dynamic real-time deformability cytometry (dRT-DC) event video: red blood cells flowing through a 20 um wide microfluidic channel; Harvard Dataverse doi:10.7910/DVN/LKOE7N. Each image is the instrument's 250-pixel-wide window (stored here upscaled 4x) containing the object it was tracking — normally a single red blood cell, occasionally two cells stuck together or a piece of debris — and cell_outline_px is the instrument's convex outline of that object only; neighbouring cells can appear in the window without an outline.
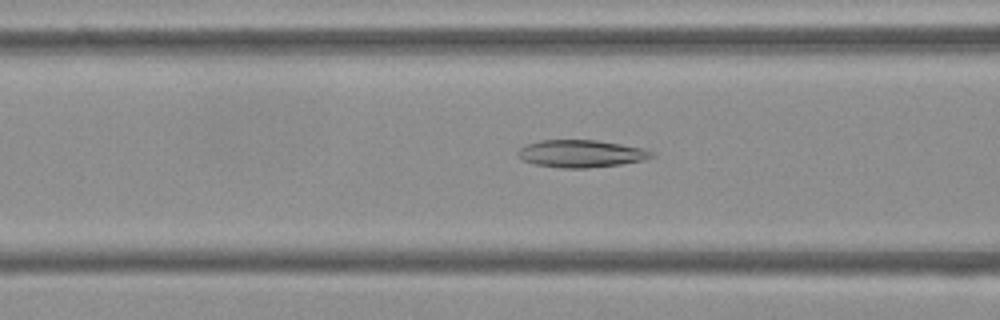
{"species": "Egyptian fruit bat (a non-hibernating species)", "species_latin": "Rousettus aegyptiacus", "temperature_condition": "cold", "stored_images_in_passage": 53, "camera_frame_rate_fps": 3000, "um_per_image_px": 0.085, "frame": {"image": 1, "passage_image": 21, "time_ms": 6.667, "image_size_px": [1000, 320], "cell_outline_px": [[656, 156], [644, 160], [620, 164], [588, 168], [560, 168], [536, 164], [524, 160], [516, 152], [524, 144], [540, 140], [596, 140], [648, 148]], "centroid_in_image_um": [49.43, 13.05], "position_along_channel_um": 117.2, "area_um2": 21.5}}
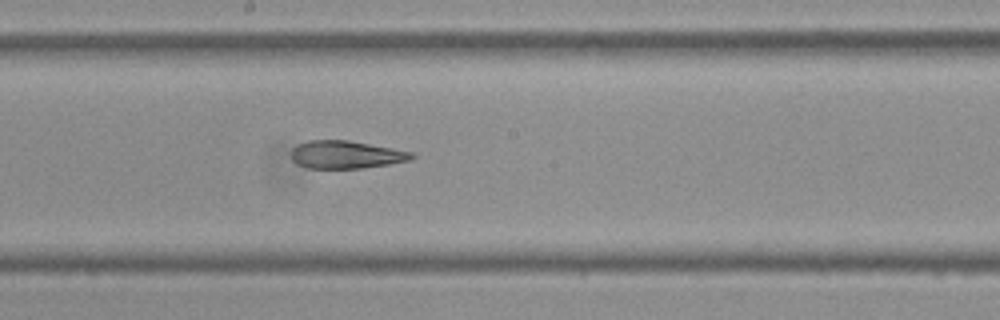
{"frame": {"image": 2, "passage_image": 29, "time_ms": 9.333, "image_size_px": [1000, 320], "cell_outline_px": [[416, 156], [412, 160], [364, 168], [308, 168], [296, 164], [292, 160], [292, 148], [296, 144], [308, 140], [348, 140], [392, 148], [412, 152]], "centroid_in_image_um": [29.39, 13.14], "position_along_channel_um": 218.8, "area_um2": 19.59}}
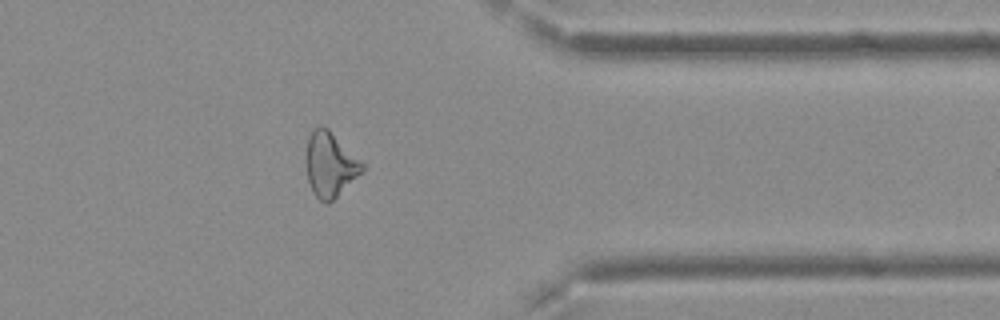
{"frame": {"image": 3, "passage_image": 43, "time_ms": 14.0, "image_size_px": [1000, 320], "cell_outline_px": [[364, 168], [328, 204], [324, 204], [316, 196], [308, 180], [304, 164], [304, 156], [308, 136], [320, 124], [328, 128], [364, 164]], "centroid_in_image_um": [27.98, 13.95], "position_along_channel_um": 383.4, "area_um2": 20.92}, "authors_computed_cell_mechanics": {"area_um2": 21.675, "velocity_mm_per_s": 3.807, "shape_relaxation_time_tau1_ms": null, "shape_relaxation_time_tau2_ms": 3.6017, "deformation_change_tau1": null, "deformation_change_tau2": 0.1243}}